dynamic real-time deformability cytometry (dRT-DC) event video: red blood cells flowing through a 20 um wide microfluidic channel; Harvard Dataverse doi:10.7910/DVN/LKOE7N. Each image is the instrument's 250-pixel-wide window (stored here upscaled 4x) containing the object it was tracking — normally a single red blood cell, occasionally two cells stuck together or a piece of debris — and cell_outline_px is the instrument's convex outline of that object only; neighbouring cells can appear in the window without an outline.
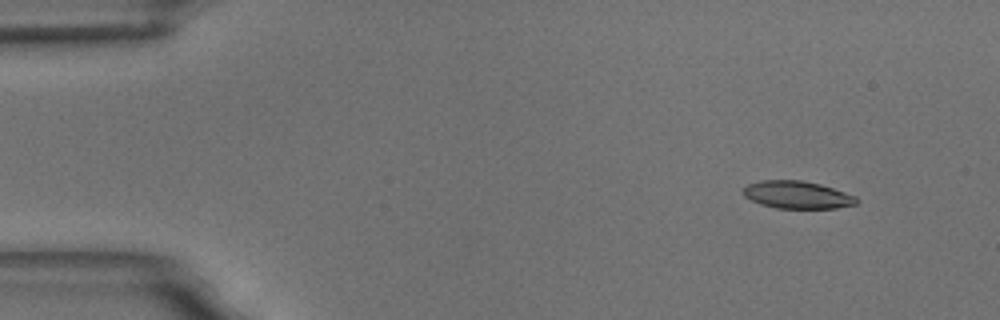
{"species": "common noctule bat (a hibernating species)", "species_latin": "Nyctalus noctula", "temperature_condition": "room temperature", "stored_images_in_passage": 4, "camera_frame_rate_fps": 3000, "um_per_image_px": 0.085, "animal": {"sex": "male", "body_mass_g": 18.8}, "frame": {"image": 1, "passage_image": 1, "time_ms": 0.0, "image_size_px": [1000, 320], "cell_outline_px": [[860, 200], [856, 204], [836, 208], [776, 208], [760, 204], [744, 196], [744, 188], [748, 184], [760, 180], [800, 180], [820, 184], [856, 196]], "centroid_in_image_um": [67.77, 16.56], "position_along_channel_um": 17.2, "area_um2": 18.09}}
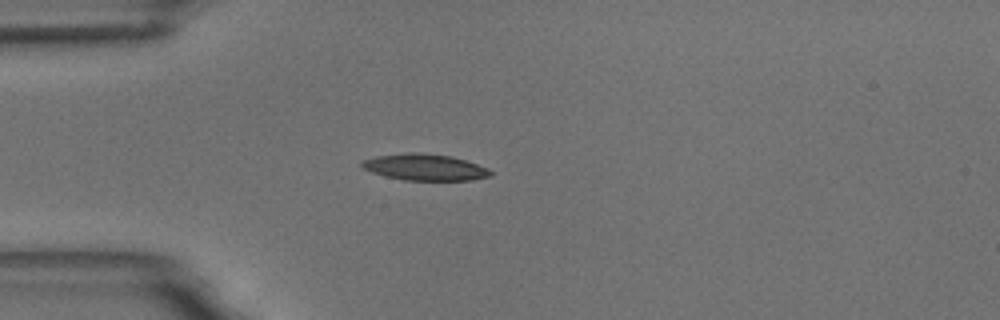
{"frame": {"image": 2, "passage_image": 4, "time_ms": 3.333, "image_size_px": [1000, 320], "cell_outline_px": [[492, 176], [472, 180], [404, 180], [384, 176], [372, 172], [364, 168], [360, 164], [360, 160], [376, 156], [408, 152], [416, 152], [452, 156], [488, 168], [492, 172]], "centroid_in_image_um": [36.09, 14.21], "position_along_channel_um": 48.9, "area_um2": 19.83}}